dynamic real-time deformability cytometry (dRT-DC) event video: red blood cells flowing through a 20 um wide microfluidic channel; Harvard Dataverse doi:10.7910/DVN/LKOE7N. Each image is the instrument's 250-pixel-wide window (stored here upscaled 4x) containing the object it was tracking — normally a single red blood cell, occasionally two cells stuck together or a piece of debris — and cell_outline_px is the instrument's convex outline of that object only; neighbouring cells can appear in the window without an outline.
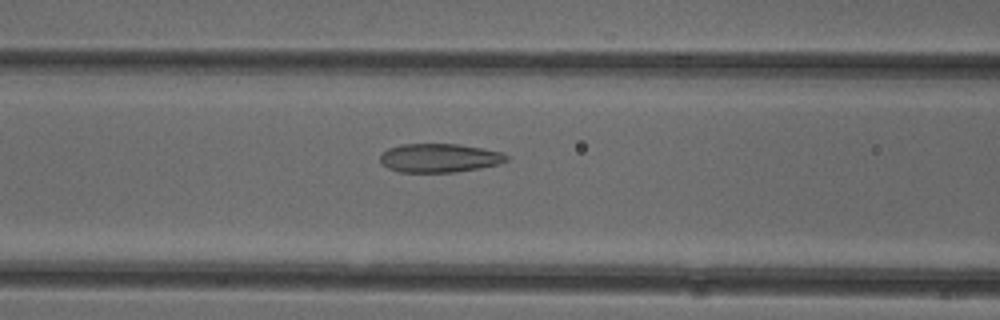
{"species": "common noctule bat (a hibernating species)", "species_latin": "Nyctalus noctula", "temperature_condition": "cold", "stored_images_in_passage": 51, "camera_frame_rate_fps": 3000, "um_per_image_px": 0.085, "animal": {"sex": "female"}, "frame": {"image": 1, "passage_image": 21, "time_ms": 6.667, "image_size_px": [1000, 320], "cell_outline_px": [[508, 160], [500, 164], [480, 168], [452, 172], [400, 172], [388, 168], [380, 160], [380, 156], [388, 148], [400, 144], [460, 144], [484, 148], [504, 152], [508, 156]], "centroid_in_image_um": [37.4, 13.42], "position_along_channel_um": 129.2, "area_um2": 21.27}}
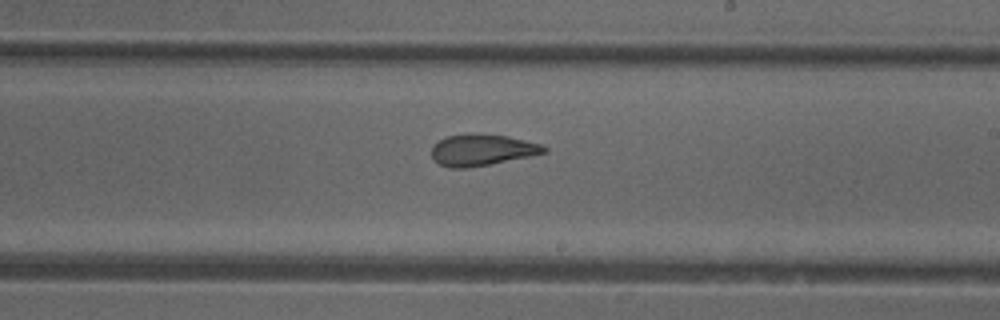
{"frame": {"image": 2, "passage_image": 30, "time_ms": 9.667, "image_size_px": [1000, 320], "cell_outline_px": [[548, 152], [492, 164], [468, 168], [448, 168], [440, 164], [432, 156], [432, 144], [448, 136], [468, 132], [508, 136], [540, 144], [548, 148]], "centroid_in_image_um": [40.96, 12.74], "position_along_channel_um": 248.0, "area_um2": 20.75}}
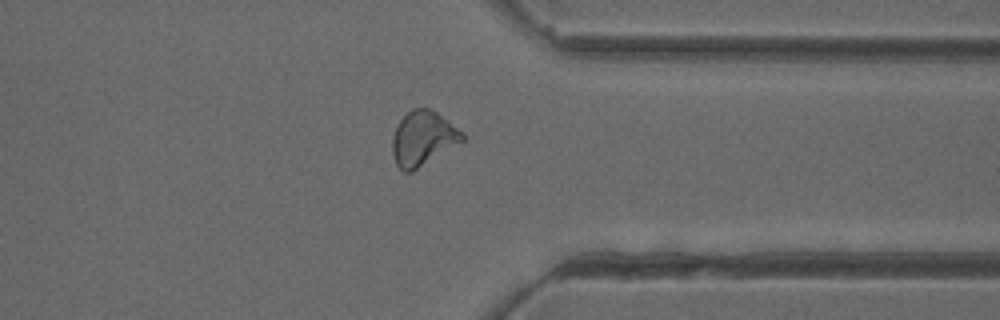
{"frame": {"image": 3, "passage_image": 40, "time_ms": 13.0, "image_size_px": [1000, 320], "cell_outline_px": [[464, 140], [412, 172], [404, 172], [396, 164], [392, 152], [392, 140], [396, 128], [400, 120], [412, 108], [428, 108], [436, 112], [464, 132]], "centroid_in_image_um": [35.95, 11.77], "position_along_channel_um": 375.5, "area_um2": 21.96}, "authors_computed_cell_mechanics": {"area_um2": 21.8484, "velocity_mm_per_s": 3.9554, "shape_relaxation_time_tau1_ms": null, "shape_relaxation_time_tau2_ms": 2.0354, "deformation_change_tau1": null, "deformation_change_tau2": 0.0913}}